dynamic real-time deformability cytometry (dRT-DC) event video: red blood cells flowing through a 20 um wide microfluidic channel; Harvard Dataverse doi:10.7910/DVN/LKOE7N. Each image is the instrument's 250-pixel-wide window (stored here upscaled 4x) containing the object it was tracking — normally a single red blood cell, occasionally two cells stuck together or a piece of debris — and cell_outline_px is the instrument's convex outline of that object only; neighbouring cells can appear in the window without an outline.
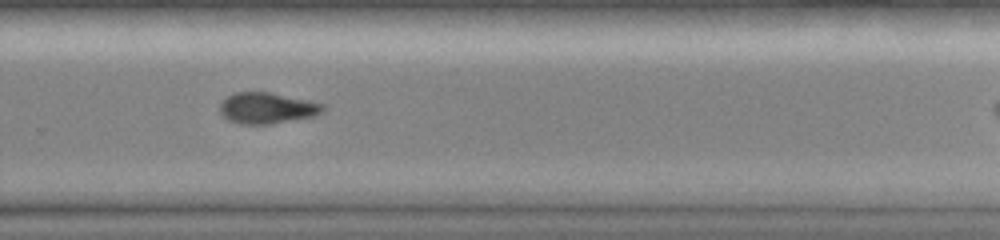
{"species": "common noctule bat (a hibernating species)", "species_latin": "Nyctalus noctula", "temperature_condition": "room temperature", "stored_images_in_passage": 33, "camera_frame_rate_fps": 3000, "um_per_image_px": 0.085, "animal": {"sex": "female", "body_mass_g": 19.0, "forearm_length_mm": 51.5}, "frame": {"image": 1, "passage_image": 24, "time_ms": 7.667, "image_size_px": [1000, 240], "cell_outline_px": [[324, 112], [312, 116], [268, 124], [240, 124], [228, 120], [220, 112], [220, 104], [228, 96], [236, 92], [268, 92], [308, 100], [324, 104]], "centroid_in_image_um": [22.69, 9.18], "position_along_channel_um": 307.1, "area_um2": 18.38}}